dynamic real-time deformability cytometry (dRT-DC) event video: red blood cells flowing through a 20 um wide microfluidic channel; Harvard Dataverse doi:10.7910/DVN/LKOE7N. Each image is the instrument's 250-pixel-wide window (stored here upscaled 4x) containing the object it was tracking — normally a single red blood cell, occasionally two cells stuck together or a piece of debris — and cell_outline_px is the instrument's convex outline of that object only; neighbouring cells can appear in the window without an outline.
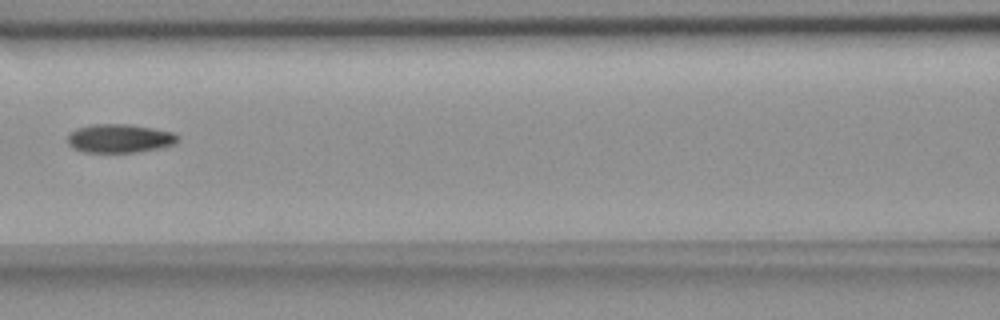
{"species": "common noctule bat (a hibernating species)", "species_latin": "Nyctalus noctula", "temperature_condition": "room temperature", "stored_images_in_passage": 5, "camera_frame_rate_fps": 3000, "um_per_image_px": 0.085, "animal": {"sex": "female", "body_mass_g": 18.4}, "frame": {"image": 1, "passage_image": 3, "time_ms": 3.0, "image_size_px": [1000, 320], "cell_outline_px": [[180, 136], [172, 144], [156, 148], [136, 152], [80, 152], [72, 148], [68, 144], [68, 132], [76, 128], [92, 124], [124, 124], [152, 128], [172, 132]], "centroid_in_image_um": [10.07, 11.76], "position_along_channel_um": 156.5, "area_um2": 18.26}}
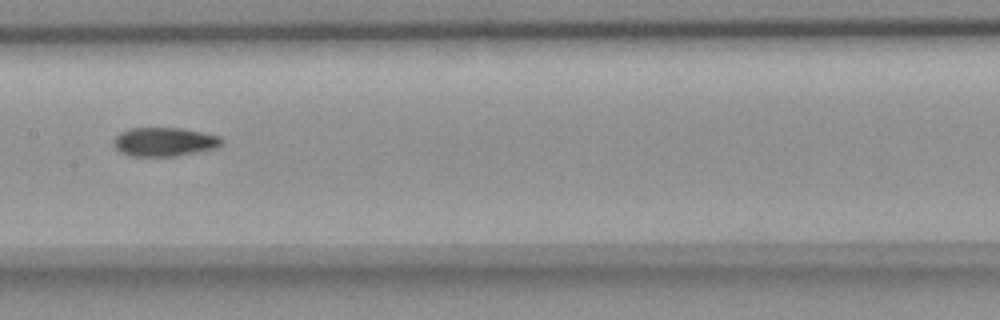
{"frame": {"image": 2, "passage_image": 4, "time_ms": 4.0, "image_size_px": [1000, 320], "cell_outline_px": [[224, 144], [216, 148], [176, 156], [132, 156], [120, 152], [112, 144], [112, 140], [120, 132], [128, 128], [180, 128], [204, 132], [220, 136], [224, 140]], "centroid_in_image_um": [13.98, 12.05], "position_along_channel_um": 193.4, "area_um2": 18.38}}
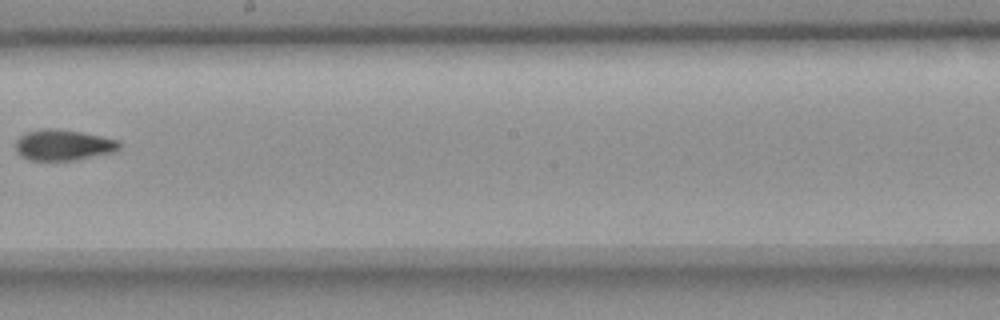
{"frame": {"image": 3, "passage_image": 5, "time_ms": 5.333, "image_size_px": [1000, 320], "cell_outline_px": [[120, 148], [116, 152], [76, 160], [32, 160], [20, 156], [16, 152], [16, 140], [24, 132], [40, 128], [52, 128], [80, 132], [120, 140]], "centroid_in_image_um": [5.38, 12.32], "position_along_channel_um": 242.8, "area_um2": 18.84}}